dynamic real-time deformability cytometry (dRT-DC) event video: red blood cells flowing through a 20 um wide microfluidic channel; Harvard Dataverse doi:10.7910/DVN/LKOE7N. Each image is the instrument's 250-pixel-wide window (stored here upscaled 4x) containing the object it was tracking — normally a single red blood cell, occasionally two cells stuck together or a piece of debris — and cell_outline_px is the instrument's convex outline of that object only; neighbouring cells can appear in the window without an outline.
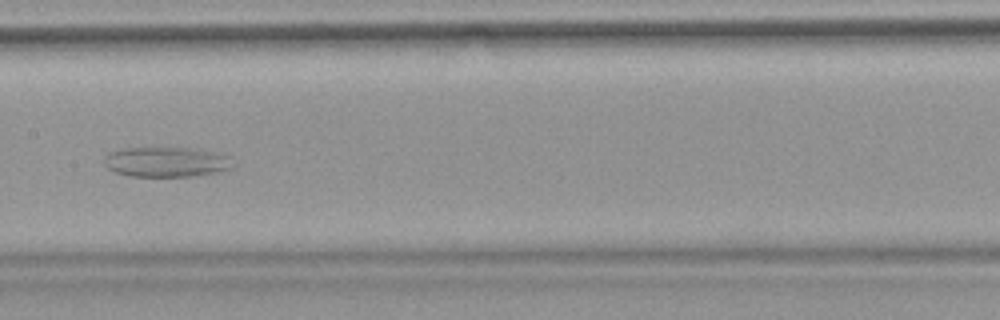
{"species": "common noctule bat (a hibernating species)", "species_latin": "Nyctalus noctula", "temperature_condition": "warm", "stored_images_in_passage": 45, "camera_frame_rate_fps": 3000, "um_per_image_px": 0.085, "animal": {"sex": "female", "body_mass_g": 18.4}, "frame": {"image": 1, "passage_image": 19, "time_ms": 6.0, "image_size_px": [1000, 320], "cell_outline_px": [[236, 168], [196, 176], [128, 176], [112, 172], [104, 164], [104, 156], [108, 152], [124, 148], [196, 148], [228, 156], [236, 164]], "centroid_in_image_um": [14.14, 13.77], "position_along_channel_um": 193.3, "area_um2": 22.83}}
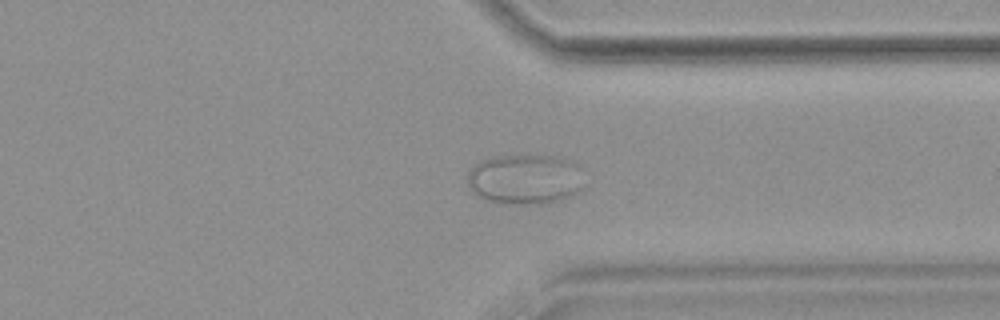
{"frame": {"image": 2, "passage_image": 33, "time_ms": 10.667, "image_size_px": [1000, 320], "cell_outline_px": [[584, 188], [580, 192], [556, 200], [540, 204], [520, 204], [488, 200], [472, 192], [468, 184], [468, 172], [480, 160], [496, 156], [552, 156], [568, 160], [576, 164], [584, 184]], "centroid_in_image_um": [44.63, 15.23], "position_along_channel_um": 366.8, "area_um2": 33.64}}
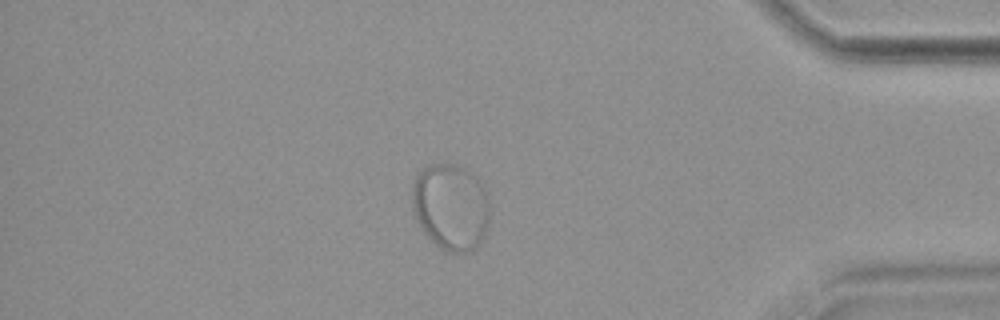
{"frame": {"image": 3, "passage_image": 38, "time_ms": 12.333, "image_size_px": [1000, 320], "cell_outline_px": [[488, 224], [480, 240], [472, 248], [464, 252], [448, 252], [440, 248], [424, 232], [416, 220], [412, 212], [412, 180], [428, 164], [452, 164], [464, 168], [484, 188], [488, 196]], "centroid_in_image_um": [38.26, 17.57], "position_along_channel_um": 396.9, "area_um2": 38.61}}